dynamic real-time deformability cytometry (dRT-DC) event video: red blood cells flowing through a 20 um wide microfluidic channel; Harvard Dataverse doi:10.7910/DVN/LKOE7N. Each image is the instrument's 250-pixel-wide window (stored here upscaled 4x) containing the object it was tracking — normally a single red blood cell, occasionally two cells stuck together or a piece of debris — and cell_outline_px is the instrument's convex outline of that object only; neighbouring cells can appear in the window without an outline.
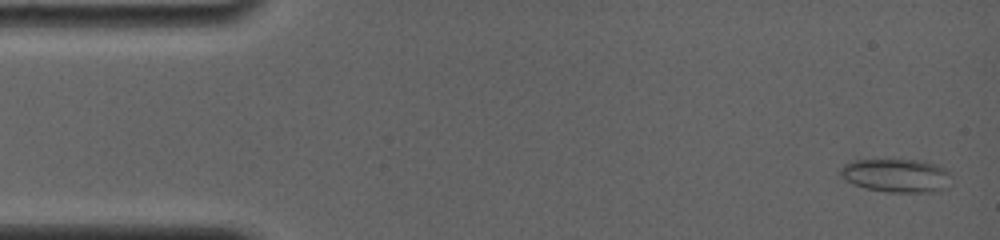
{"species": "common noctule bat (a hibernating species)", "species_latin": "Nyctalus noctula", "temperature_condition": "room temperature", "stored_images_in_passage": 10, "camera_frame_rate_fps": 4000, "um_per_image_px": 0.085, "animal": {"sex": "female", "body_mass_g": 19.0, "forearm_length_mm": 56.7}, "frame": {"image": 1, "passage_image": 2, "time_ms": 0.25, "image_size_px": [1000, 240], "cell_outline_px": [[948, 188], [932, 192], [888, 192], [864, 188], [852, 184], [840, 172], [840, 168], [844, 164], [852, 160], [924, 160], [936, 164], [944, 168], [948, 172]], "centroid_in_image_um": [76.19, 14.91], "position_along_channel_um": 8.8, "area_um2": 21.56}}